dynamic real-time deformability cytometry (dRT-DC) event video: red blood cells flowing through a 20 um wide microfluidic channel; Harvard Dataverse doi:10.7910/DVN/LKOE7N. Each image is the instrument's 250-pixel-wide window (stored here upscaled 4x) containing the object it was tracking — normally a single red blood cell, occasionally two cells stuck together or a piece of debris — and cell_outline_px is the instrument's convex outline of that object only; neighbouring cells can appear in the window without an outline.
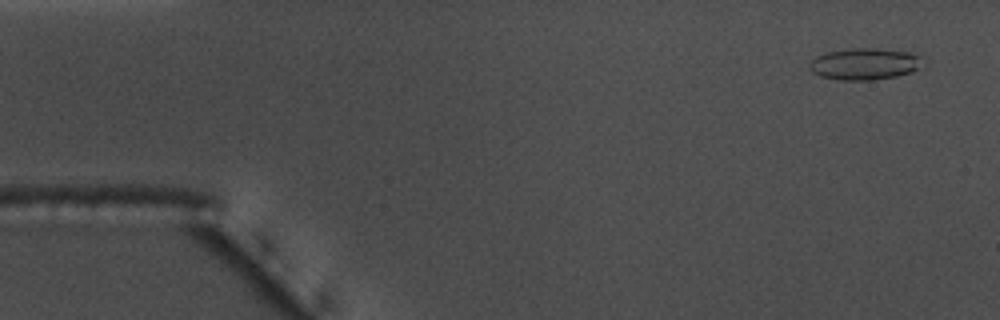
{"species": "common noctule bat (a hibernating species)", "species_latin": "Nyctalus noctula", "temperature_condition": "warm", "stored_images_in_passage": 53, "camera_frame_rate_fps": 3000, "um_per_image_px": 0.085, "animal": {"sex": "male", "body_mass_g": 17.5, "forearm_length_mm": 52.3}, "frame": {"image": 1, "passage_image": 1, "time_ms": 0.0, "image_size_px": [1000, 320], "cell_outline_px": [[924, 68], [912, 72], [896, 76], [872, 80], [836, 80], [820, 76], [812, 72], [808, 68], [808, 64], [816, 56], [828, 52], [852, 48], [876, 48], [916, 52], [924, 56]], "centroid_in_image_um": [73.59, 5.43], "position_along_channel_um": 11.4, "area_um2": 21.56}}
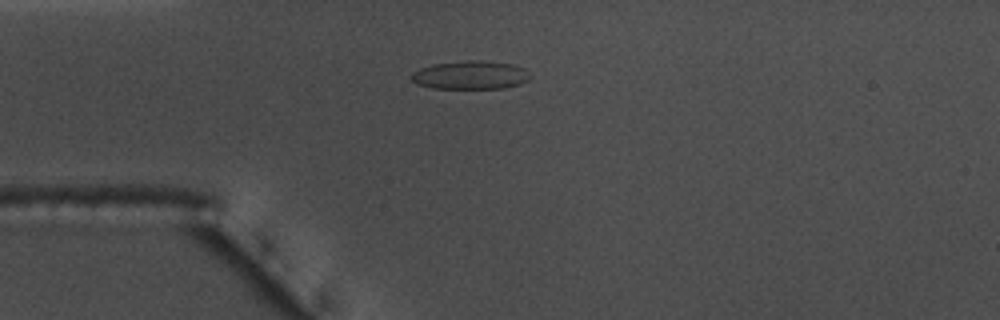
{"frame": {"image": 2, "passage_image": 12, "time_ms": 3.667, "image_size_px": [1000, 320], "cell_outline_px": [[532, 76], [528, 80], [520, 84], [504, 88], [432, 88], [416, 84], [412, 80], [412, 72], [420, 68], [432, 64], [464, 60], [484, 60], [512, 64], [524, 68]], "centroid_in_image_um": [40.0, 6.37], "position_along_channel_um": 45.0, "area_um2": 19.83}}
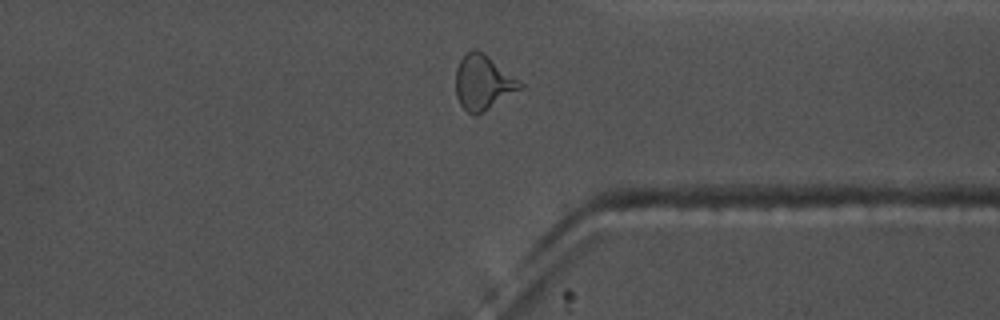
{"frame": {"image": 3, "passage_image": 40, "time_ms": 13.0, "image_size_px": [1000, 320], "cell_outline_px": [[524, 88], [476, 116], [468, 112], [460, 104], [456, 96], [456, 68], [460, 60], [472, 48], [476, 48], [484, 52], [520, 80], [524, 84]], "centroid_in_image_um": [41.08, 7.0], "position_along_channel_um": 370.3, "area_um2": 20.75}, "authors_computed_cell_mechanics": {"area_um2": 19.4208, "velocity_mm_per_s": 3.6747, "shape_relaxation_time_tau1_ms": null, "shape_relaxation_time_tau2_ms": 1.1461, "deformation_change_tau1": null, "deformation_change_tau2": 0.0817}}